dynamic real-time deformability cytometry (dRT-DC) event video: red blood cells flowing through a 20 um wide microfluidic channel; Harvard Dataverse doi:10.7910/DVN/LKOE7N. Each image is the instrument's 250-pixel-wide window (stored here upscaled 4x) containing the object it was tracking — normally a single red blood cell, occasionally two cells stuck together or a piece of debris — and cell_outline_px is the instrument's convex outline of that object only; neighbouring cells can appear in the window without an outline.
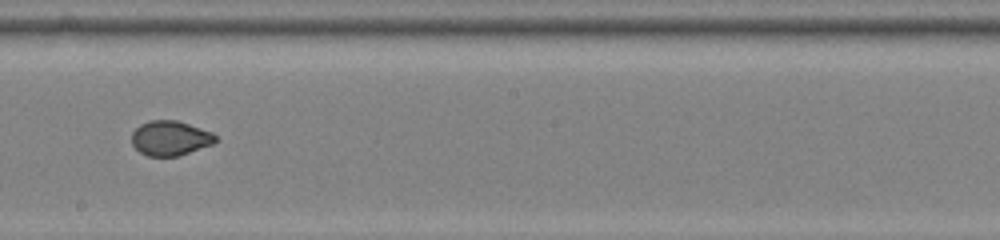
{"species": "common noctule bat (a hibernating species)", "species_latin": "Nyctalus noctula", "temperature_condition": "room temperature", "stored_images_in_passage": 22, "camera_frame_rate_fps": 3000, "um_per_image_px": 0.085, "animal": {"sex": "female", "body_mass_g": 22.0, "forearm_length_mm": 56.7}, "frame": {"image": 1, "passage_image": 13, "time_ms": 4.0, "image_size_px": [1000, 240], "cell_outline_px": [[216, 140], [212, 144], [176, 156], [148, 156], [140, 152], [132, 144], [132, 132], [140, 124], [148, 120], [176, 120], [212, 132], [216, 136]], "centroid_in_image_um": [14.43, 11.73], "position_along_channel_um": 233.8, "area_um2": 16.76}}
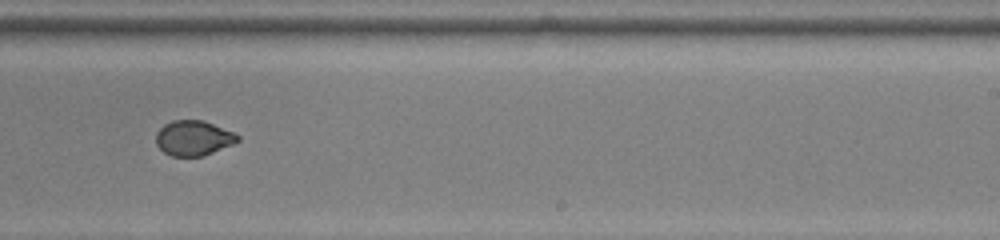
{"frame": {"image": 2, "passage_image": 16, "time_ms": 5.0, "image_size_px": [1000, 240], "cell_outline_px": [[240, 140], [232, 144], [204, 156], [172, 156], [164, 152], [156, 144], [156, 132], [164, 124], [172, 120], [204, 120], [236, 132], [240, 136]], "centroid_in_image_um": [16.47, 11.72], "position_along_channel_um": 272.5, "area_um2": 16.88}}
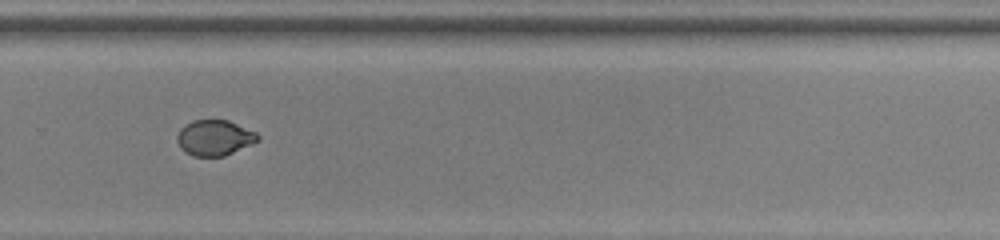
{"frame": {"image": 3, "passage_image": 19, "time_ms": 6.0, "image_size_px": [1000, 240], "cell_outline_px": [[260, 140], [224, 156], [192, 156], [180, 148], [176, 140], [176, 136], [180, 128], [192, 120], [228, 120], [256, 132], [260, 136]], "centroid_in_image_um": [18.22, 11.7], "position_along_channel_um": 311.6, "area_um2": 16.76}}